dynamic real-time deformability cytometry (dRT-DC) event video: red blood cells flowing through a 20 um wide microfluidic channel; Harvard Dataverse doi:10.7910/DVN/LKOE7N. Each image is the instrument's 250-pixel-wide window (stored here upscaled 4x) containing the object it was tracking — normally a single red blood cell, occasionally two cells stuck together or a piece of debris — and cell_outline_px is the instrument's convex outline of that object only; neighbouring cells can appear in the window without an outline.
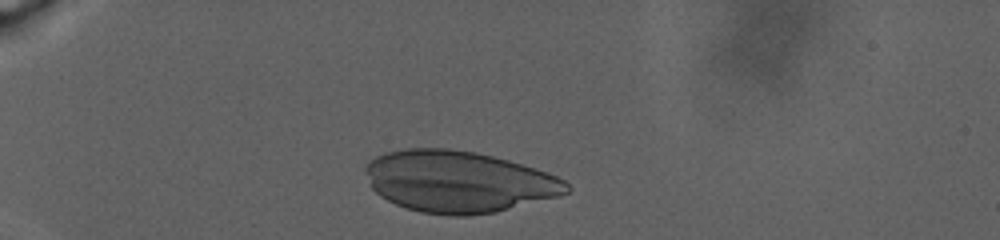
{"species": "human", "species_latin": "Homo sapiens", "temperature_condition": "warm", "stored_images_in_passage": 72, "camera_frame_rate_fps": 3000, "um_per_image_px": 0.085, "donor": {"sex": "male"}, "frame": {"image": 1, "passage_image": 12, "time_ms": 2.0, "image_size_px": [1000, 240], "cell_outline_px": [[572, 188], [568, 192], [560, 196], [496, 212], [468, 216], [452, 216], [420, 212], [396, 204], [380, 196], [372, 188], [364, 168], [364, 164], [368, 160], [384, 152], [404, 148], [448, 148], [476, 152], [508, 160], [536, 168], [556, 176], [564, 180]], "centroid_in_image_um": [38.96, 15.43], "position_along_channel_um": 46.0, "area_um2": 72.54}}
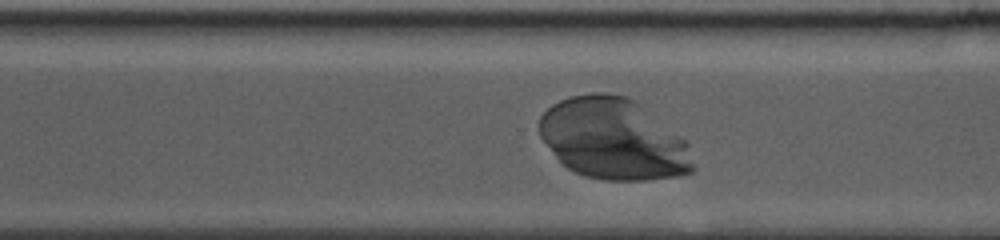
{"frame": {"image": 2, "passage_image": 59, "time_ms": 15.333, "image_size_px": [1000, 240], "cell_outline_px": [[696, 168], [692, 172], [676, 176], [644, 180], [604, 180], [584, 176], [568, 168], [556, 156], [540, 136], [540, 116], [552, 104], [560, 100], [572, 96], [592, 92], [604, 92], [624, 96], [632, 100], [684, 140], [688, 144]], "centroid_in_image_um": [52.12, 11.83], "position_along_channel_um": 318.5, "area_um2": 71.79}}
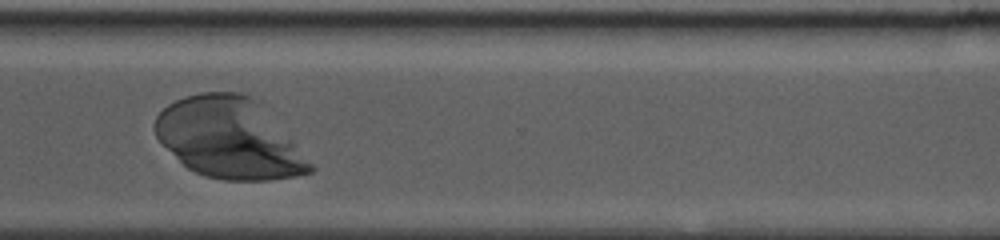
{"frame": {"image": 3, "passage_image": 67, "time_ms": 16.667, "image_size_px": [1000, 240], "cell_outline_px": [[316, 168], [312, 172], [296, 176], [272, 180], [224, 180], [204, 176], [188, 168], [156, 136], [156, 116], [168, 104], [184, 96], [200, 92], [240, 92], [256, 100], [292, 140]], "centroid_in_image_um": [19.49, 11.76], "position_along_channel_um": 351.1, "area_um2": 71.5}}